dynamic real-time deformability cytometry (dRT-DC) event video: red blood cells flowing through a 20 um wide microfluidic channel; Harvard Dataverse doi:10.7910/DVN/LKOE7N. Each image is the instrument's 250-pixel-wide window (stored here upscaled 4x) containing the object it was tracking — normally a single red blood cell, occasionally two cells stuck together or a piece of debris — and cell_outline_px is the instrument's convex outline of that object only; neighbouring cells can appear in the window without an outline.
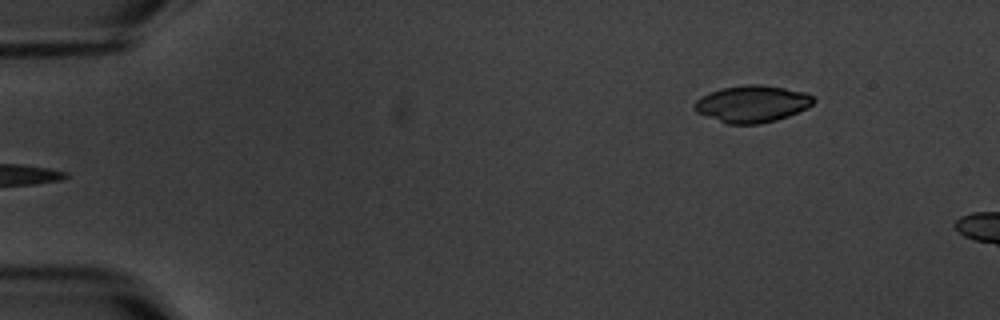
{"species": "common noctule bat (a hibernating species)", "species_latin": "Nyctalus noctula", "temperature_condition": "warm", "stored_images_in_passage": 5, "camera_frame_rate_fps": 3000, "um_per_image_px": 0.085, "animal": {"sex": "male", "body_mass_g": 20.1, "forearm_length_mm": 53.5}, "frame": {"image": 1, "passage_image": 5, "time_ms": 5.667, "image_size_px": [1000, 320], "cell_outline_px": [[816, 100], [808, 108], [788, 116], [776, 120], [760, 124], [728, 124], [696, 112], [692, 108], [696, 100], [712, 92], [724, 88], [748, 84], [756, 84], [784, 88], [804, 92], [812, 96]], "centroid_in_image_um": [63.95, 8.84], "position_along_channel_um": 21.1, "area_um2": 25.32}}